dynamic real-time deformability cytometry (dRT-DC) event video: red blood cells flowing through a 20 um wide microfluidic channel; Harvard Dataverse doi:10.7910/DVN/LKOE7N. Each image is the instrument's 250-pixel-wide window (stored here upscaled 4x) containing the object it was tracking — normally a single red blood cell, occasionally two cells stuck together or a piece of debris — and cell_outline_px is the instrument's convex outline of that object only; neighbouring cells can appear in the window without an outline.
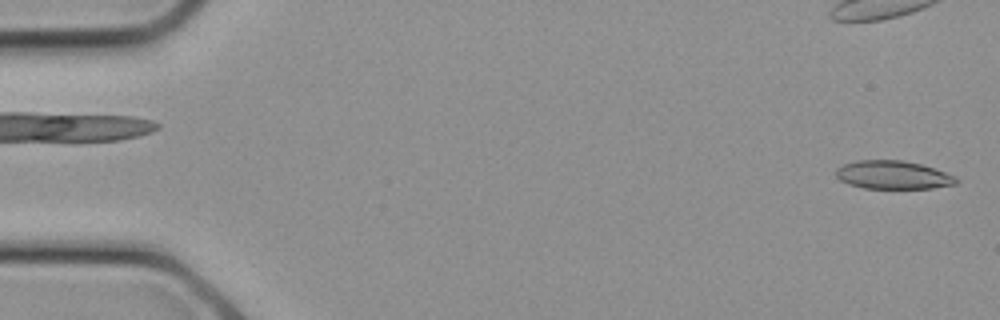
{"species": "common noctule bat (a hibernating species)", "species_latin": "Nyctalus noctula", "temperature_condition": "cold", "stored_images_in_passage": 2, "segment_of_instrument_passage": [2, 2], "camera_frame_rate_fps": 3000, "um_per_image_px": 0.085, "animal": {"sex": "female", "body_mass_g": 21.9}, "frame": {"image": 1, "passage_image": 2, "time_ms": 0.333, "image_size_px": [1000, 320], "cell_outline_px": [[960, 180], [956, 184], [932, 188], [864, 188], [848, 184], [840, 180], [836, 176], [836, 168], [844, 164], [856, 160], [904, 160], [920, 164], [956, 176]], "centroid_in_image_um": [75.9, 14.87], "position_along_channel_um": 9.1, "area_um2": 19.83}}